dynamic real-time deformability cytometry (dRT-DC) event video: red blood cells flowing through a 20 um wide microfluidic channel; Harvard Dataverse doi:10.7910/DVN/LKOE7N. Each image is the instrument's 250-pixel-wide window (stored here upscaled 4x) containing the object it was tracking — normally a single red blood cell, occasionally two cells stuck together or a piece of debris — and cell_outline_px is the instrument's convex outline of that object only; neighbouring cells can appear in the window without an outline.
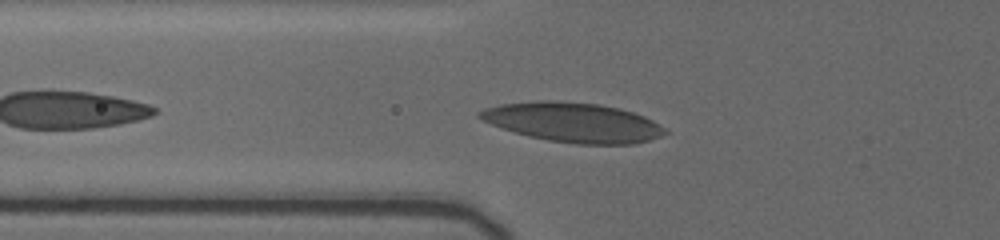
{"species": "human", "species_latin": "Homo sapiens", "temperature_condition": "cold", "stored_images_in_passage": 15, "camera_frame_rate_fps": 3000, "um_per_image_px": 0.085, "donor": {"sex": "female"}, "frame": {"image": 1, "passage_image": 3, "time_ms": 1.0, "image_size_px": [1000, 240], "cell_outline_px": [[668, 132], [660, 136], [648, 140], [632, 144], [576, 144], [548, 140], [528, 136], [492, 124], [476, 116], [476, 112], [484, 108], [500, 104], [536, 100], [548, 100], [596, 104], [620, 108], [644, 116], [652, 120], [664, 128]], "centroid_in_image_um": [48.69, 10.39], "position_along_channel_um": 77.1, "area_um2": 42.43}}
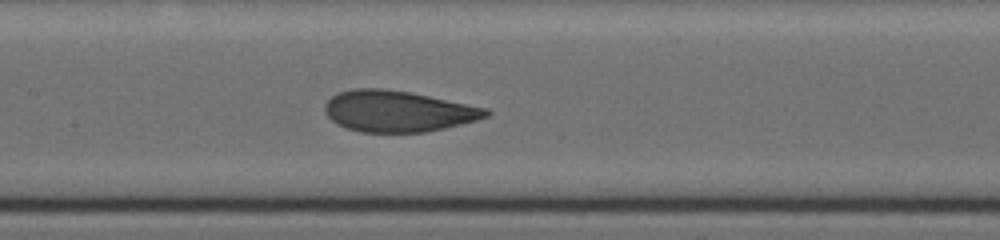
{"frame": {"image": 2, "passage_image": 9, "time_ms": 3.667, "image_size_px": [1000, 240], "cell_outline_px": [[492, 112], [488, 116], [476, 120], [444, 128], [424, 132], [360, 132], [344, 128], [336, 124], [324, 112], [324, 104], [332, 96], [340, 92], [356, 88], [380, 88], [412, 92], [488, 108]], "centroid_in_image_um": [33.81, 9.45], "position_along_channel_um": 173.6, "area_um2": 38.78}}
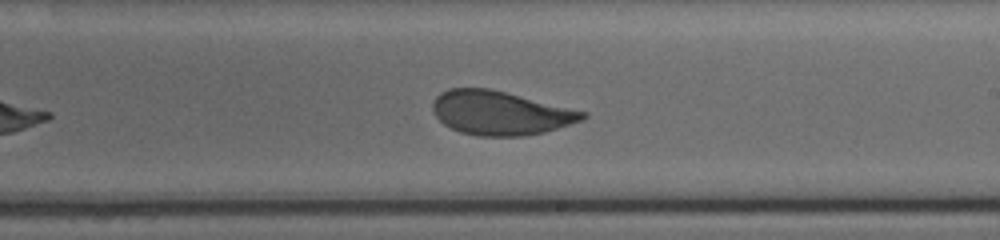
{"frame": {"image": 3, "passage_image": 14, "time_ms": 5.667, "image_size_px": [1000, 240], "cell_outline_px": [[588, 116], [580, 120], [544, 132], [524, 136], [476, 136], [460, 132], [444, 124], [436, 116], [432, 108], [432, 104], [436, 96], [440, 92], [448, 88], [488, 88], [588, 112]], "centroid_in_image_um": [42.49, 9.6], "position_along_channel_um": 246.5, "area_um2": 38.09}}